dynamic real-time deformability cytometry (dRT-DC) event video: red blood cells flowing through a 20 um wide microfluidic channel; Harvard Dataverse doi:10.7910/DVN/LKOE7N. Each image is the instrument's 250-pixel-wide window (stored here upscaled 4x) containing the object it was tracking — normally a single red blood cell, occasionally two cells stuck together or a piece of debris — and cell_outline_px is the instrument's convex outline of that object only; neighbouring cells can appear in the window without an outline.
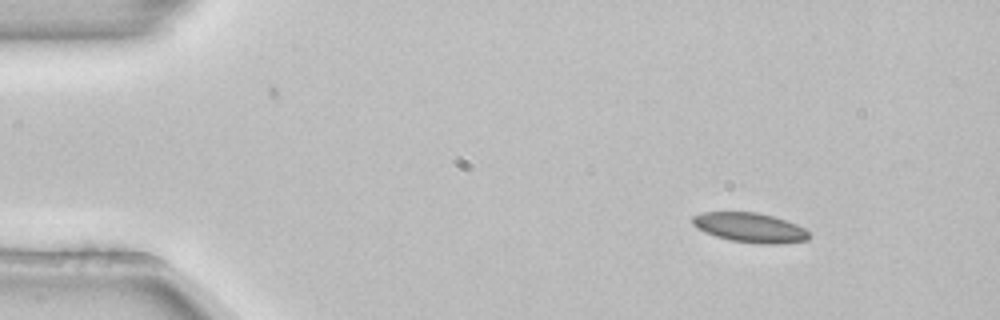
{"species": "common noctule bat (a hibernating species)", "species_latin": "Nyctalus noctula", "temperature_condition": "room temperature", "stored_images_in_passage": 3, "camera_frame_rate_fps": 3000, "um_per_image_px": 0.085, "animal": {"sex": "female", "body_mass_g": 22.7, "forearm_length_mm": 54.2}, "frame": {"image": 1, "passage_image": 2, "time_ms": 0.333, "image_size_px": [1000, 320], "cell_outline_px": [[812, 236], [808, 240], [780, 244], [760, 244], [732, 240], [716, 236], [704, 232], [696, 228], [692, 224], [692, 216], [700, 212], [756, 212], [772, 216], [796, 224], [804, 228]], "centroid_in_image_um": [63.74, 19.35], "position_along_channel_um": 21.3, "area_um2": 20.17}}